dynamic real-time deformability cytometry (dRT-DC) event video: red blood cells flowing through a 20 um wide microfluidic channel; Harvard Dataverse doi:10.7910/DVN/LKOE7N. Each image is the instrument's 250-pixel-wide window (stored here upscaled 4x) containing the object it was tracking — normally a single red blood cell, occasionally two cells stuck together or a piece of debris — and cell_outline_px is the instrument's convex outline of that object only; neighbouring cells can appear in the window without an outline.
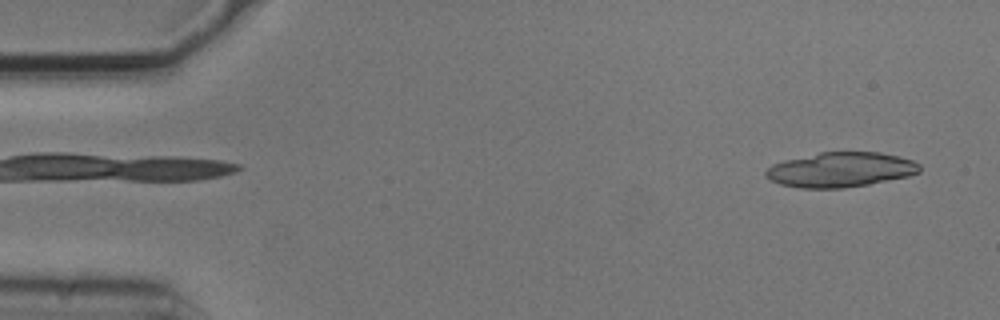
{"species": "common noctule bat (a hibernating species)", "species_latin": "Nyctalus noctula", "temperature_condition": "cold", "stored_images_in_passage": 5, "camera_frame_rate_fps": 3000, "um_per_image_px": 0.085, "animal": {"sex": "male", "body_mass_g": 20.5, "forearm_length_mm": 52.5}, "frame": {"image": 1, "passage_image": 5, "time_ms": 1.333, "image_size_px": [1000, 320], "cell_outline_px": [[920, 172], [908, 176], [868, 184], [844, 188], [800, 188], [780, 184], [768, 180], [764, 176], [764, 172], [772, 164], [784, 160], [820, 152], [880, 152], [900, 156], [912, 160], [920, 164]], "centroid_in_image_um": [71.43, 14.42], "position_along_channel_um": 13.6, "area_um2": 31.39}}